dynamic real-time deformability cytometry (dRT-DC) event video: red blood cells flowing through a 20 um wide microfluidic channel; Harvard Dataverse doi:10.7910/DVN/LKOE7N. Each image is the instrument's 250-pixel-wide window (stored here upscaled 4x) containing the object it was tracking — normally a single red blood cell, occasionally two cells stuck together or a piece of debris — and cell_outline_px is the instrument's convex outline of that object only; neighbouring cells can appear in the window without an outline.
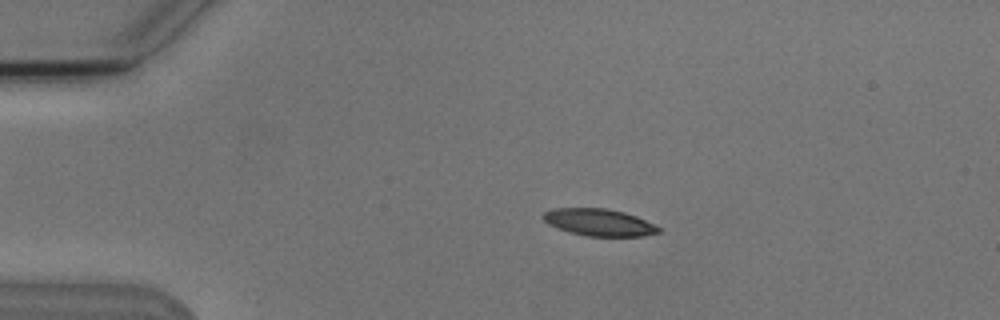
{"species": "Egyptian fruit bat (a non-hibernating species)", "species_latin": "Rousettus aegyptiacus", "temperature_condition": "cold", "stored_images_in_passage": 6, "camera_frame_rate_fps": 3000, "um_per_image_px": 0.085, "animal": {"sex": "male"}, "frame": {"image": 1, "passage_image": 3, "time_ms": 2.333, "image_size_px": [1000, 320], "cell_outline_px": [[660, 232], [644, 236], [588, 236], [568, 232], [556, 228], [548, 224], [544, 220], [544, 212], [552, 208], [604, 208], [624, 212], [636, 216], [660, 228]], "centroid_in_image_um": [50.89, 18.9], "position_along_channel_um": 34.1, "area_um2": 18.09}}
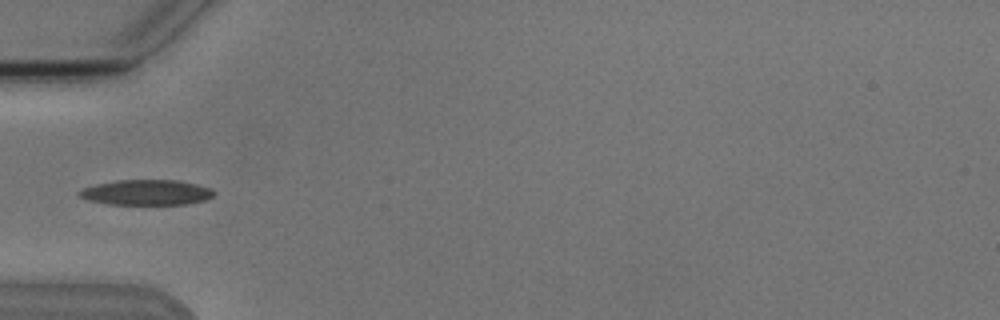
{"frame": {"image": 2, "passage_image": 5, "time_ms": 4.667, "image_size_px": [1000, 320], "cell_outline_px": [[216, 192], [208, 200], [188, 204], [108, 204], [88, 200], [76, 196], [76, 192], [84, 188], [96, 184], [116, 180], [176, 180], [196, 184], [212, 188]], "centroid_in_image_um": [12.45, 16.36], "position_along_channel_um": 72.6, "area_um2": 20.06}}